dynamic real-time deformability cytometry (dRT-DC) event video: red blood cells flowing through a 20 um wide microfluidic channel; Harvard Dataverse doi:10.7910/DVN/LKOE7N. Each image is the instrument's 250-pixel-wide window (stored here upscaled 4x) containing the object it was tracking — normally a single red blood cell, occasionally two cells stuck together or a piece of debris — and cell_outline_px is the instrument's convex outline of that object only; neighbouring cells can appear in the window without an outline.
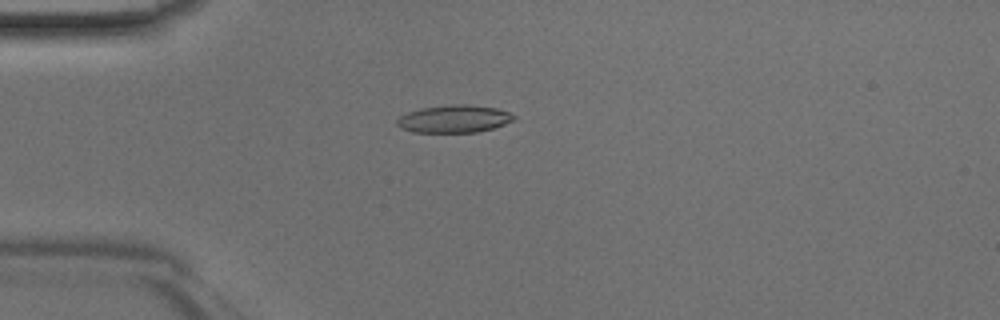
{"species": "Egyptian fruit bat (a non-hibernating species)", "species_latin": "Rousettus aegyptiacus", "temperature_condition": "room temperature", "stored_images_in_passage": 46, "camera_frame_rate_fps": 3000, "um_per_image_px": 0.085, "animal": {"sex": "male"}, "frame": {"image": 1, "passage_image": 12, "time_ms": 3.667, "image_size_px": [1000, 320], "cell_outline_px": [[516, 116], [512, 120], [504, 124], [492, 128], [476, 132], [412, 132], [400, 128], [396, 124], [396, 120], [400, 116], [408, 112], [420, 108], [452, 104], [464, 104], [496, 108], [508, 112]], "centroid_in_image_um": [38.55, 10.1], "position_along_channel_um": 46.5, "area_um2": 18.67}}
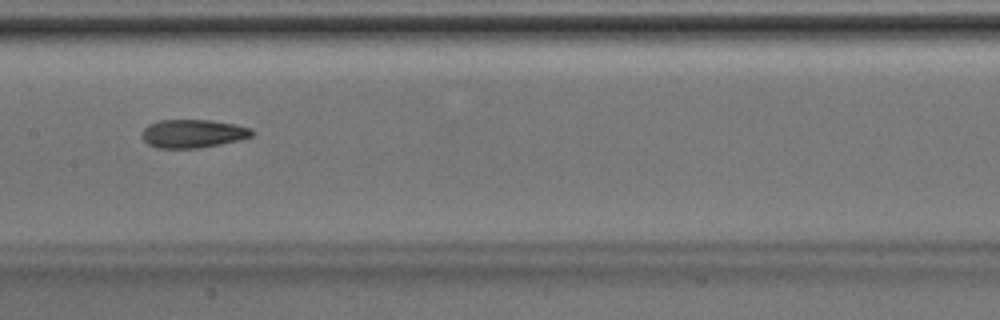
{"frame": {"image": 2, "passage_image": 23, "time_ms": 7.333, "image_size_px": [1000, 320], "cell_outline_px": [[256, 132], [252, 136], [240, 140], [200, 148], [156, 148], [148, 144], [140, 136], [144, 128], [148, 124], [160, 120], [212, 120], [236, 124], [252, 128]], "centroid_in_image_um": [16.42, 11.35], "position_along_channel_um": 191.0, "area_um2": 18.44}}
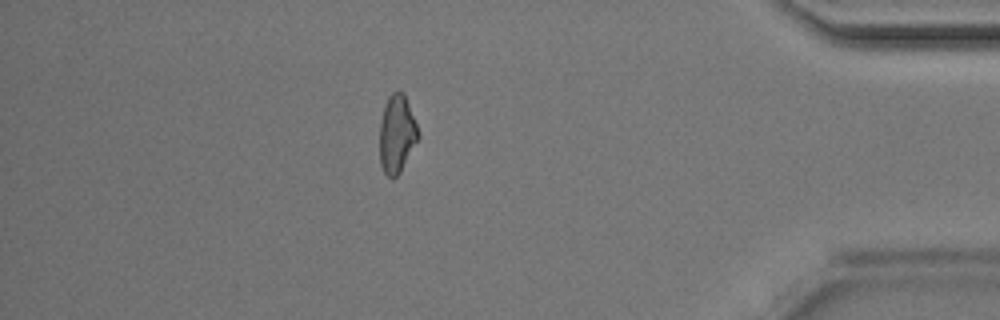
{"frame": {"image": 3, "passage_image": 40, "time_ms": 13.0, "image_size_px": [1000, 320], "cell_outline_px": [[420, 136], [400, 172], [392, 180], [384, 172], [380, 164], [380, 120], [384, 104], [388, 96], [396, 88], [404, 92], [420, 132]], "centroid_in_image_um": [33.73, 11.34], "position_along_channel_um": 401.5, "area_um2": 17.86}}